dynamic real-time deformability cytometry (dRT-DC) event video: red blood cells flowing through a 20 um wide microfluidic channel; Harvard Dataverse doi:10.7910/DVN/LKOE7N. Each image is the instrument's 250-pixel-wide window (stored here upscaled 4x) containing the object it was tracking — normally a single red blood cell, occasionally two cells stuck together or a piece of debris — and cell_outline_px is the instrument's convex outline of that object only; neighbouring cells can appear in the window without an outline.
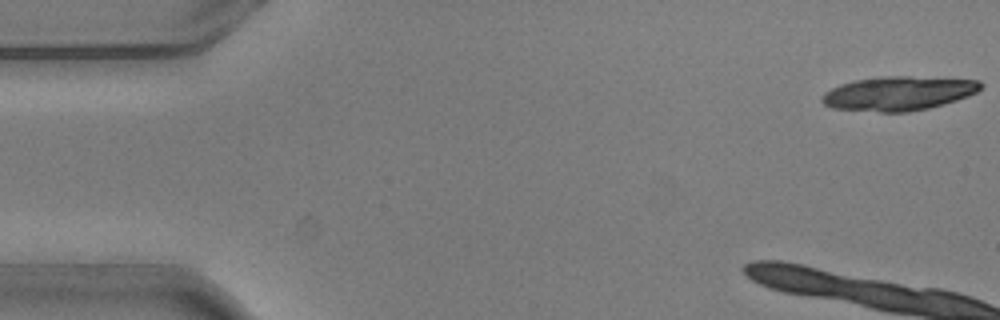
{"species": "common noctule bat (a hibernating species)", "species_latin": "Nyctalus noctula", "temperature_condition": "warm", "stored_images_in_passage": 5, "camera_frame_rate_fps": 3000, "um_per_image_px": 0.085, "animal": {"sex": "male", "body_mass_g": 20.5, "forearm_length_mm": 52.5}, "frame": {"image": 1, "passage_image": 1, "time_ms": 0.0, "image_size_px": [1000, 320], "cell_outline_px": [[984, 84], [976, 92], [968, 96], [944, 104], [928, 108], [908, 112], [880, 112], [832, 108], [824, 104], [820, 100], [824, 92], [840, 84], [852, 80], [880, 76], [912, 76], [980, 80]], "centroid_in_image_um": [76.36, 7.93], "position_along_channel_um": 8.6, "area_um2": 31.79}}